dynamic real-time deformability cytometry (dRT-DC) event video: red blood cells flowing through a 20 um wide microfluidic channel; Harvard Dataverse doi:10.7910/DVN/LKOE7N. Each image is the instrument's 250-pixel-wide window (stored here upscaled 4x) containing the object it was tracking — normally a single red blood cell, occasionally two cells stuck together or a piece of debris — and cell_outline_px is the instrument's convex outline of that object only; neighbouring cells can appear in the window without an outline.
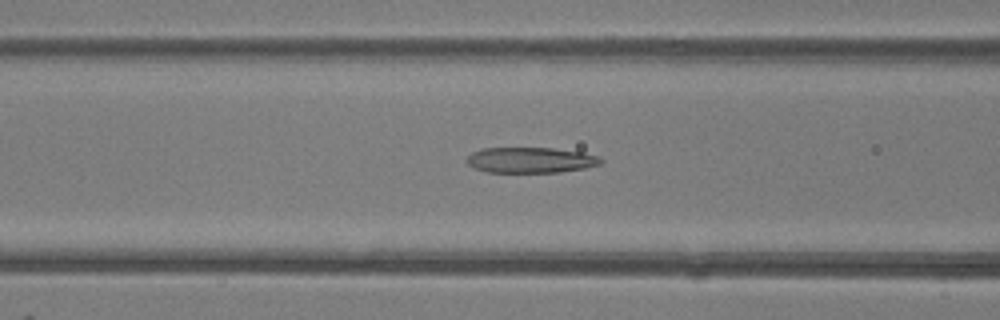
{"species": "common noctule bat (a hibernating species)", "species_latin": "Nyctalus noctula", "temperature_condition": "room temperature", "stored_images_in_passage": 49, "camera_frame_rate_fps": 3000, "um_per_image_px": 0.085, "animal": {"sex": "female"}, "frame": {"image": 1, "passage_image": 20, "time_ms": 6.333, "image_size_px": [1000, 320], "cell_outline_px": [[604, 160], [600, 164], [584, 168], [560, 172], [488, 172], [472, 168], [464, 160], [472, 152], [480, 148], [552, 148], [584, 152], [600, 156]], "centroid_in_image_um": [45.09, 13.6], "position_along_channel_um": 121.5, "area_um2": 20.23}}
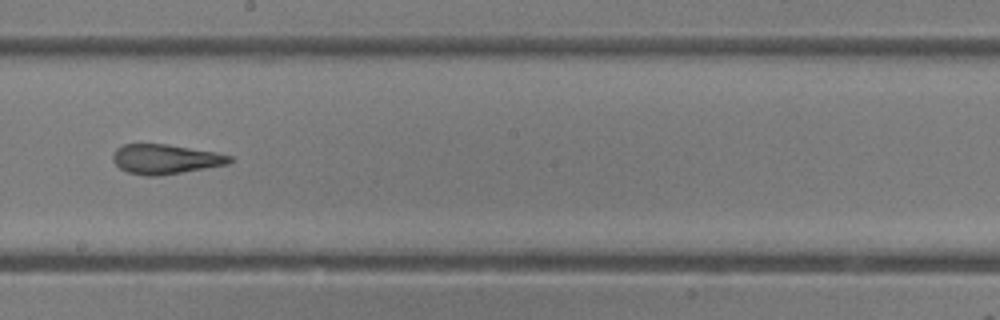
{"frame": {"image": 2, "passage_image": 28, "time_ms": 9.0, "image_size_px": [1000, 320], "cell_outline_px": [[232, 160], [228, 164], [156, 176], [144, 176], [128, 172], [120, 168], [112, 160], [112, 156], [116, 148], [124, 144], [168, 144], [216, 152], [232, 156]], "centroid_in_image_um": [14.03, 13.51], "position_along_channel_um": 234.2, "area_um2": 20.06}}
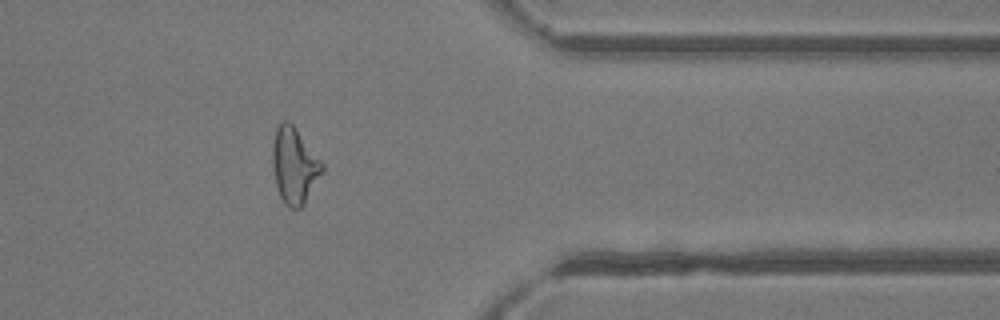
{"frame": {"image": 3, "passage_image": 40, "time_ms": 13.0, "image_size_px": [1000, 320], "cell_outline_px": [[324, 168], [300, 208], [292, 208], [280, 196], [276, 184], [272, 168], [272, 144], [276, 128], [280, 120], [288, 120], [292, 124], [324, 164]], "centroid_in_image_um": [24.98, 14.0], "position_along_channel_um": 386.4, "area_um2": 21.44}, "authors_computed_cell_mechanics": {"area_um2": 22.0218, "velocity_mm_per_s": 4.2207, "shape_relaxation_time_tau1_ms": null, "shape_relaxation_time_tau2_ms": 1.1541, "deformation_change_tau1": null, "deformation_change_tau2": 0.1139}}